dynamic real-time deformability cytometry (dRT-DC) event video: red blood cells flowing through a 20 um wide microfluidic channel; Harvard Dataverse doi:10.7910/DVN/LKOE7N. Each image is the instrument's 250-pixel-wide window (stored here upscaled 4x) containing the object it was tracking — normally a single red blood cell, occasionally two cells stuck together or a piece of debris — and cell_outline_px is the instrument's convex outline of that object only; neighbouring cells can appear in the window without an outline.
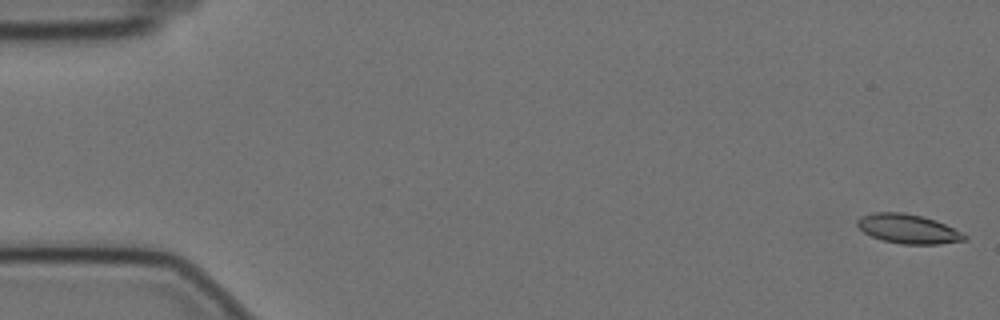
{"species": "Egyptian fruit bat (a non-hibernating species)", "species_latin": "Rousettus aegyptiacus", "temperature_condition": "cold", "stored_images_in_passage": 58, "camera_frame_rate_fps": 3000, "um_per_image_px": 0.085, "animal": {"sex": "female"}, "frame": {"image": 1, "passage_image": 1, "time_ms": 0.0, "image_size_px": [1000, 320], "cell_outline_px": [[968, 240], [940, 244], [900, 244], [884, 240], [872, 236], [864, 232], [856, 224], [856, 220], [860, 216], [876, 212], [904, 212], [936, 220], [964, 232], [968, 236]], "centroid_in_image_um": [77.24, 19.45], "position_along_channel_um": 7.8, "area_um2": 18.44}}
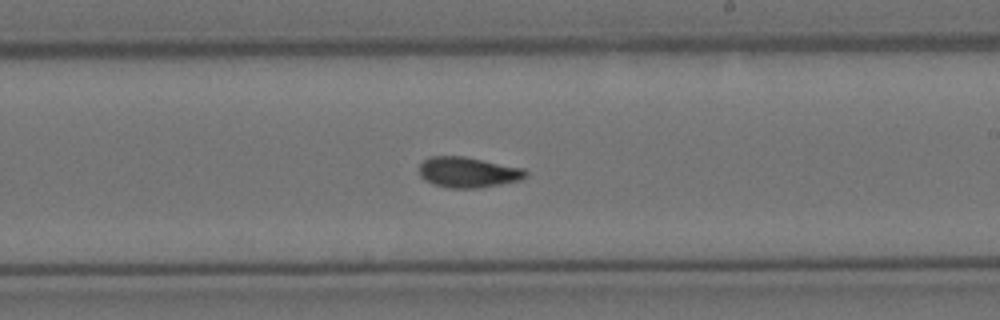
{"frame": {"image": 2, "passage_image": 34, "time_ms": 11.0, "image_size_px": [1000, 320], "cell_outline_px": [[528, 176], [520, 180], [500, 184], [476, 188], [448, 188], [432, 184], [424, 180], [420, 176], [420, 164], [428, 156], [464, 156], [524, 168], [528, 172]], "centroid_in_image_um": [39.78, 14.64], "position_along_channel_um": 249.2, "area_um2": 19.07}}
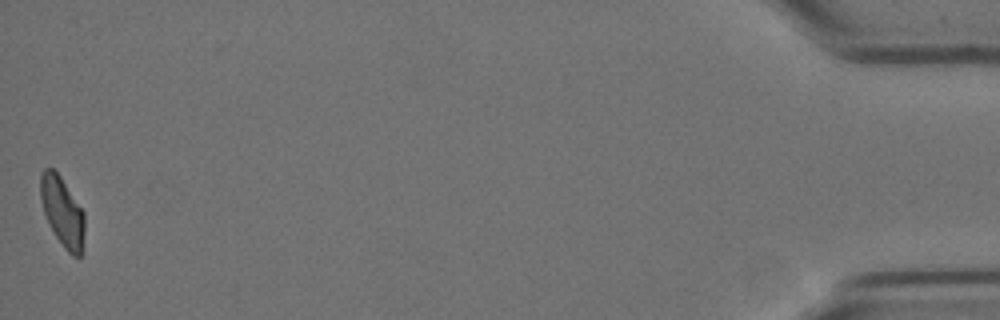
{"frame": {"image": 3, "passage_image": 58, "time_ms": 19.0, "image_size_px": [1000, 320], "cell_outline_px": [[84, 252], [80, 256], [72, 256], [64, 248], [56, 236], [44, 212], [40, 200], [40, 172], [44, 168], [52, 168], [60, 176], [84, 212]], "centroid_in_image_um": [5.31, 18.01], "position_along_channel_um": 429.9, "area_um2": 17.86}, "authors_computed_cell_mechanics": {"area_um2": 18.4671, "velocity_mm_per_s": 3.4585, "shape_relaxation_time_tau1_ms": 9.0467, "shape_relaxation_time_tau2_ms": 2.9026, "deformation_change_tau1": 0.19, "deformation_change_tau2": 0.0885}}